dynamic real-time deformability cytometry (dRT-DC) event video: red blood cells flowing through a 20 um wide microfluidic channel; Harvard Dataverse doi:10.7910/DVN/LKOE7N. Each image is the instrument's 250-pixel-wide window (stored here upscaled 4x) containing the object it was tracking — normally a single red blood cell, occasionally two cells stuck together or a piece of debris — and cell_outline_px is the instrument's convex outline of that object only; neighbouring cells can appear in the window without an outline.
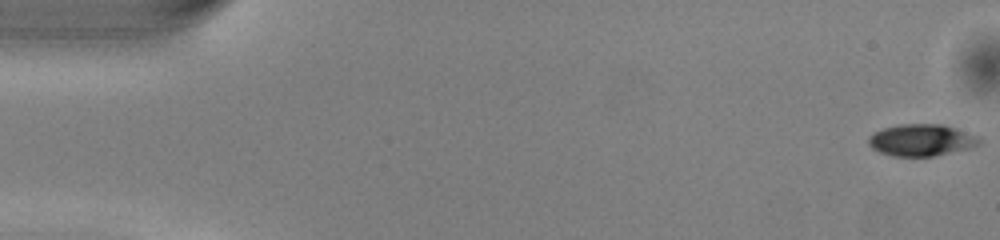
{"species": "common noctule bat (a hibernating species)", "species_latin": "Nyctalus noctula", "temperature_condition": "warm", "stored_images_in_passage": 51, "camera_frame_rate_fps": 3000, "um_per_image_px": 0.085, "animal": {"sex": "male", "body_mass_g": 13.0, "forearm_length_mm": 53.1}, "frame": {"image": 1, "passage_image": 1, "time_ms": 0.0, "image_size_px": [1000, 240], "cell_outline_px": [[980, 144], [968, 148], [932, 156], [892, 156], [880, 152], [872, 148], [868, 144], [868, 136], [872, 132], [884, 128], [900, 124], [944, 124], [980, 136]], "centroid_in_image_um": [78.3, 11.89], "position_along_channel_um": 6.7, "area_um2": 20.58}}
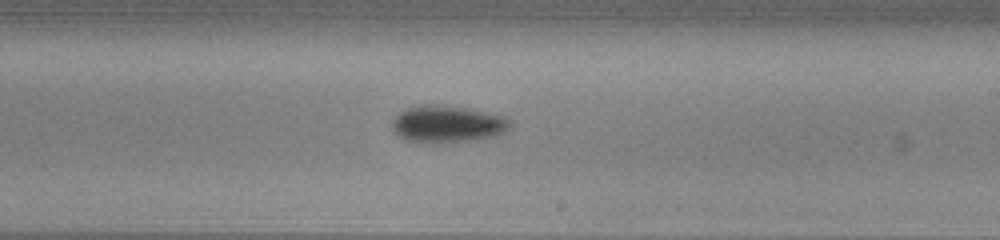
{"frame": {"image": 2, "passage_image": 30, "time_ms": 9.667, "image_size_px": [1000, 240], "cell_outline_px": [[512, 120], [508, 128], [504, 132], [496, 136], [468, 140], [428, 144], [404, 140], [392, 132], [392, 120], [400, 112], [408, 108], [424, 104], [444, 104], [468, 108], [504, 116]], "centroid_in_image_um": [37.99, 10.54], "position_along_channel_um": 251.0, "area_um2": 25.78}}
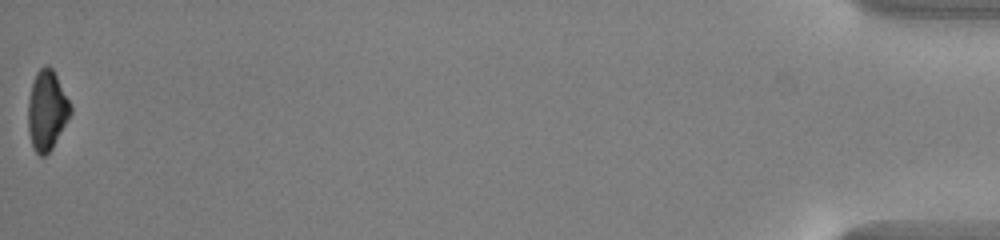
{"frame": {"image": 3, "passage_image": 51, "time_ms": 16.667, "image_size_px": [1000, 240], "cell_outline_px": [[72, 112], [52, 148], [44, 156], [40, 156], [32, 148], [28, 132], [28, 100], [32, 84], [36, 72], [44, 64], [48, 64], [52, 68], [72, 104]], "centroid_in_image_um": [3.99, 9.37], "position_along_channel_um": 431.2, "area_um2": 19.88}, "authors_computed_cell_mechanics": {"area_um2": 21.7906, "velocity_mm_per_s": 4.0616, "shape_relaxation_time_tau1_ms": 2.0038, "shape_relaxation_time_tau2_ms": null, "deformation_change_tau1": 0.1256, "deformation_change_tau2": null}}